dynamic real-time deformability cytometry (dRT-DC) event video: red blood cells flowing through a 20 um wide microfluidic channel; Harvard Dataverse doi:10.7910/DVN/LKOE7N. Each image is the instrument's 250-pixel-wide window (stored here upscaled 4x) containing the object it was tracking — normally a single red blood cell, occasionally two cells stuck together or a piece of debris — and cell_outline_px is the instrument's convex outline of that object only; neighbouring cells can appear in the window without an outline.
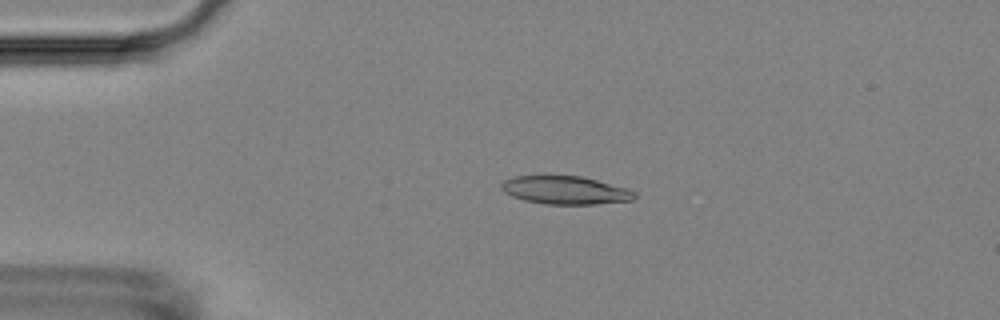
{"species": "Egyptian fruit bat (a non-hibernating species)", "species_latin": "Rousettus aegyptiacus", "temperature_condition": "room temperature", "stored_images_in_passage": 3, "camera_frame_rate_fps": 3000, "um_per_image_px": 0.085, "animal": {"sex": "female"}, "frame": {"image": 1, "passage_image": 2, "time_ms": 1.333, "image_size_px": [1000, 320], "cell_outline_px": [[636, 196], [632, 200], [596, 204], [544, 204], [524, 200], [512, 196], [504, 192], [500, 188], [500, 184], [504, 180], [512, 176], [580, 176], [628, 188], [636, 192]], "centroid_in_image_um": [48.03, 16.17], "position_along_channel_um": 37.0, "area_um2": 21.85}}